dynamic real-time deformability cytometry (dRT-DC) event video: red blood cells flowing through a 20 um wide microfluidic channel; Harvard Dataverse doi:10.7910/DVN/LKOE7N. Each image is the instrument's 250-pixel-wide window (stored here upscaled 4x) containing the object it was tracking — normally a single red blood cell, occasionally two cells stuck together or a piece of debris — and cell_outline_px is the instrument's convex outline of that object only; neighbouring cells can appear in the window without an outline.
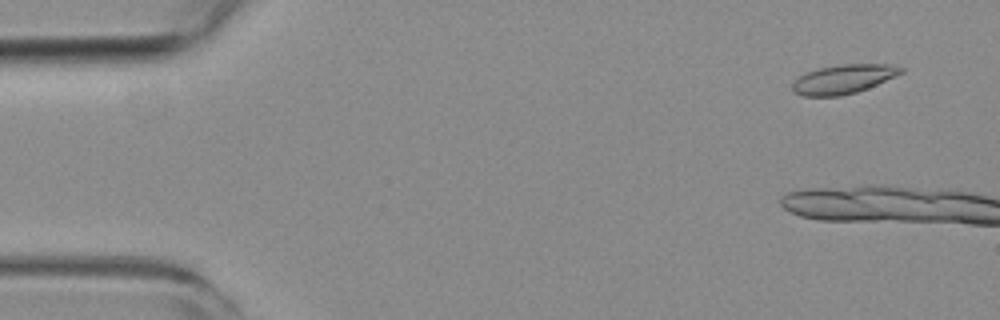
{"species": "common noctule bat (a hibernating species)", "species_latin": "Nyctalus noctula", "temperature_condition": "room temperature", "stored_images_in_passage": 7, "camera_frame_rate_fps": 3000, "um_per_image_px": 0.085, "animal": {"sex": "female", "body_mass_g": 19.3, "forearm_length_mm": 54.1}, "frame": {"image": 1, "passage_image": 4, "time_ms": 1.0, "image_size_px": [1000, 320], "cell_outline_px": [[904, 72], [868, 88], [856, 92], [840, 96], [804, 96], [792, 92], [792, 84], [800, 76], [808, 72], [820, 68], [844, 64], [888, 64], [904, 68]], "centroid_in_image_um": [71.69, 6.73], "position_along_channel_um": 13.3, "area_um2": 18.21}}